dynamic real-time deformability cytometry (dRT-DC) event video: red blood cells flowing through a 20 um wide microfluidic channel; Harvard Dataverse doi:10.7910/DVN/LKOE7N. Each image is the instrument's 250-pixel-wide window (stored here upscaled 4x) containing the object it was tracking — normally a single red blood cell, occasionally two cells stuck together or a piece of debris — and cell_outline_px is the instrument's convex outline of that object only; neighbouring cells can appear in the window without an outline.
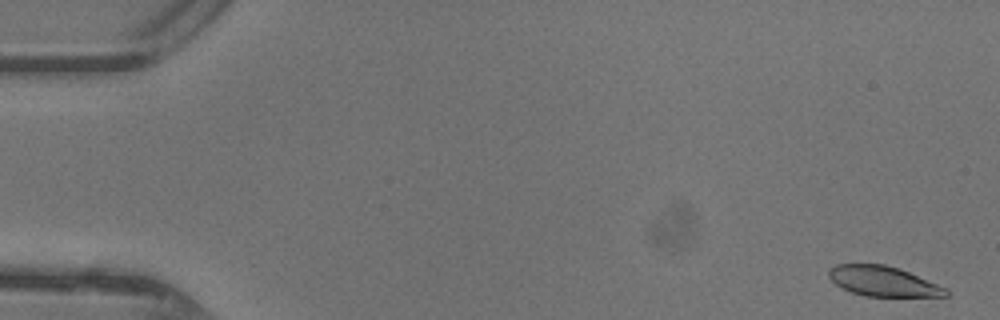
{"species": "common noctule bat (a hibernating species)", "species_latin": "Nyctalus noctula", "temperature_condition": "warm", "stored_images_in_passage": 48, "camera_frame_rate_fps": 3000, "um_per_image_px": 0.085, "animal": {"sex": "female"}, "frame": {"image": 1, "passage_image": 2, "time_ms": 0.333, "image_size_px": [1000, 320], "cell_outline_px": [[948, 296], [864, 296], [840, 288], [828, 276], [828, 268], [836, 264], [884, 264], [900, 268], [948, 288]], "centroid_in_image_um": [75.06, 23.9], "position_along_channel_um": 9.9, "area_um2": 20.63}}
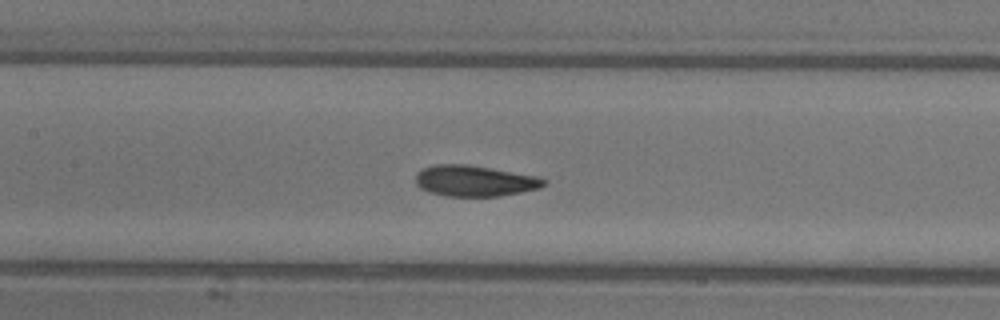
{"frame": {"image": 2, "passage_image": 23, "time_ms": 7.333, "image_size_px": [1000, 320], "cell_outline_px": [[548, 180], [540, 188], [500, 196], [444, 196], [428, 192], [420, 188], [416, 184], [416, 172], [424, 168], [436, 164], [464, 164], [536, 176]], "centroid_in_image_um": [40.3, 15.38], "position_along_channel_um": 167.1, "area_um2": 22.95}}
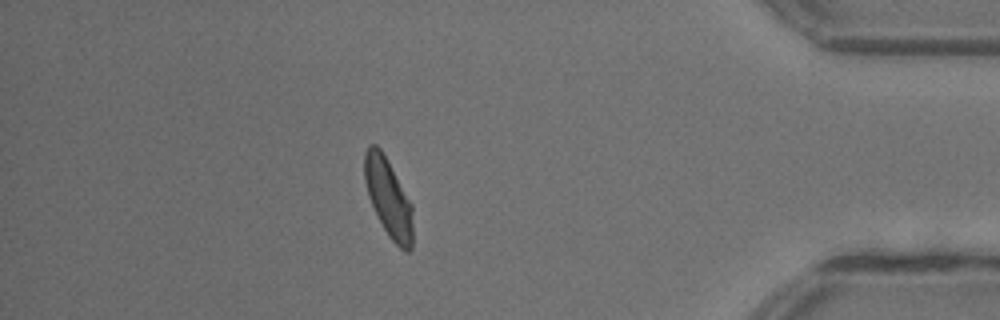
{"frame": {"image": 3, "passage_image": 42, "time_ms": 13.667, "image_size_px": [1000, 320], "cell_outline_px": [[412, 248], [408, 252], [404, 252], [388, 236], [368, 196], [364, 180], [364, 152], [368, 144], [376, 144], [380, 148], [412, 204]], "centroid_in_image_um": [33.0, 16.81], "position_along_channel_um": 402.2, "area_um2": 21.85}, "authors_computed_cell_mechanics": {"area_um2": 22.6576, "velocity_mm_per_s": 4.3882, "shape_relaxation_time_tau1_ms": 2.757, "shape_relaxation_time_tau2_ms": 1.4358, "deformation_change_tau1": 0.1422, "deformation_change_tau2": 0.062}}